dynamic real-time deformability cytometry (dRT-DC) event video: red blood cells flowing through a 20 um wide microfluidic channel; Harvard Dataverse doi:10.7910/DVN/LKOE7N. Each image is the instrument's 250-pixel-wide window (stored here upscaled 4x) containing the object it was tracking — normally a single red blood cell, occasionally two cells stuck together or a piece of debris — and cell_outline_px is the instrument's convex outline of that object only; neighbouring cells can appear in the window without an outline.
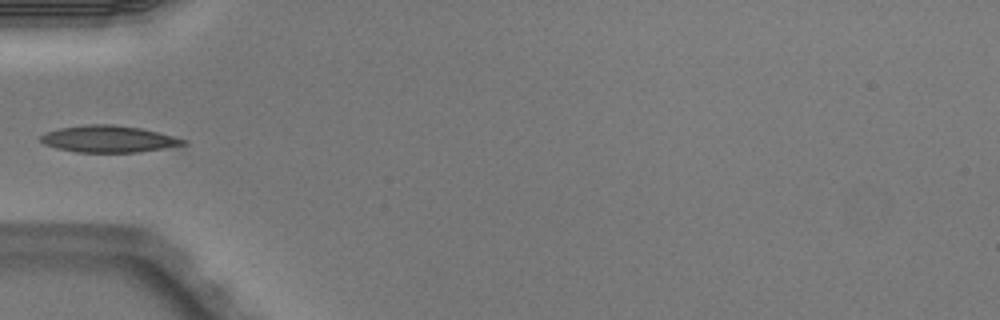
{"species": "Egyptian fruit bat (a non-hibernating species)", "species_latin": "Rousettus aegyptiacus", "temperature_condition": "warm", "stored_images_in_passage": 6, "camera_frame_rate_fps": 3000, "um_per_image_px": 0.085, "animal": {"sex": "male"}, "frame": {"image": 1, "passage_image": 6, "time_ms": 1.667, "image_size_px": [1000, 320], "cell_outline_px": [[188, 144], [164, 148], [136, 152], [76, 152], [56, 148], [44, 144], [40, 140], [40, 136], [44, 132], [60, 128], [88, 124], [112, 124], [140, 128], [188, 140]], "centroid_in_image_um": [9.2, 11.81], "position_along_channel_um": 75.8, "area_um2": 22.14}}